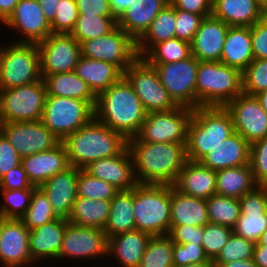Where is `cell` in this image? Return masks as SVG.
Returning <instances> with one entry per match:
<instances>
[{
  "instance_id": "cell-5",
  "label": "cell",
  "mask_w": 267,
  "mask_h": 267,
  "mask_svg": "<svg viewBox=\"0 0 267 267\" xmlns=\"http://www.w3.org/2000/svg\"><path fill=\"white\" fill-rule=\"evenodd\" d=\"M243 92L242 73L220 61H199L196 108L225 107Z\"/></svg>"
},
{
  "instance_id": "cell-64",
  "label": "cell",
  "mask_w": 267,
  "mask_h": 267,
  "mask_svg": "<svg viewBox=\"0 0 267 267\" xmlns=\"http://www.w3.org/2000/svg\"><path fill=\"white\" fill-rule=\"evenodd\" d=\"M255 97L261 104L262 109L267 113V90L255 94Z\"/></svg>"
},
{
  "instance_id": "cell-47",
  "label": "cell",
  "mask_w": 267,
  "mask_h": 267,
  "mask_svg": "<svg viewBox=\"0 0 267 267\" xmlns=\"http://www.w3.org/2000/svg\"><path fill=\"white\" fill-rule=\"evenodd\" d=\"M233 229L208 222L203 227L202 247L209 260L213 261L228 242Z\"/></svg>"
},
{
  "instance_id": "cell-17",
  "label": "cell",
  "mask_w": 267,
  "mask_h": 267,
  "mask_svg": "<svg viewBox=\"0 0 267 267\" xmlns=\"http://www.w3.org/2000/svg\"><path fill=\"white\" fill-rule=\"evenodd\" d=\"M225 109L232 117L234 131L250 145L267 137V113L255 95L242 92Z\"/></svg>"
},
{
  "instance_id": "cell-66",
  "label": "cell",
  "mask_w": 267,
  "mask_h": 267,
  "mask_svg": "<svg viewBox=\"0 0 267 267\" xmlns=\"http://www.w3.org/2000/svg\"><path fill=\"white\" fill-rule=\"evenodd\" d=\"M257 243L260 244V245H266L267 246V229L264 231V233L259 238Z\"/></svg>"
},
{
  "instance_id": "cell-41",
  "label": "cell",
  "mask_w": 267,
  "mask_h": 267,
  "mask_svg": "<svg viewBox=\"0 0 267 267\" xmlns=\"http://www.w3.org/2000/svg\"><path fill=\"white\" fill-rule=\"evenodd\" d=\"M191 56V43L175 37L156 44L143 58L149 64H165Z\"/></svg>"
},
{
  "instance_id": "cell-59",
  "label": "cell",
  "mask_w": 267,
  "mask_h": 267,
  "mask_svg": "<svg viewBox=\"0 0 267 267\" xmlns=\"http://www.w3.org/2000/svg\"><path fill=\"white\" fill-rule=\"evenodd\" d=\"M49 23L54 19L60 0H37Z\"/></svg>"
},
{
  "instance_id": "cell-26",
  "label": "cell",
  "mask_w": 267,
  "mask_h": 267,
  "mask_svg": "<svg viewBox=\"0 0 267 267\" xmlns=\"http://www.w3.org/2000/svg\"><path fill=\"white\" fill-rule=\"evenodd\" d=\"M173 187L182 194L206 200L216 194V171L187 160Z\"/></svg>"
},
{
  "instance_id": "cell-51",
  "label": "cell",
  "mask_w": 267,
  "mask_h": 267,
  "mask_svg": "<svg viewBox=\"0 0 267 267\" xmlns=\"http://www.w3.org/2000/svg\"><path fill=\"white\" fill-rule=\"evenodd\" d=\"M173 267L185 266L191 263L212 262L205 254L202 244L173 243Z\"/></svg>"
},
{
  "instance_id": "cell-34",
  "label": "cell",
  "mask_w": 267,
  "mask_h": 267,
  "mask_svg": "<svg viewBox=\"0 0 267 267\" xmlns=\"http://www.w3.org/2000/svg\"><path fill=\"white\" fill-rule=\"evenodd\" d=\"M47 96L69 97L89 102L94 108L96 96L87 83L74 71L44 75Z\"/></svg>"
},
{
  "instance_id": "cell-50",
  "label": "cell",
  "mask_w": 267,
  "mask_h": 267,
  "mask_svg": "<svg viewBox=\"0 0 267 267\" xmlns=\"http://www.w3.org/2000/svg\"><path fill=\"white\" fill-rule=\"evenodd\" d=\"M249 164L258 186H267V137L250 145Z\"/></svg>"
},
{
  "instance_id": "cell-7",
  "label": "cell",
  "mask_w": 267,
  "mask_h": 267,
  "mask_svg": "<svg viewBox=\"0 0 267 267\" xmlns=\"http://www.w3.org/2000/svg\"><path fill=\"white\" fill-rule=\"evenodd\" d=\"M41 79L37 44L14 41L0 45V89H12Z\"/></svg>"
},
{
  "instance_id": "cell-60",
  "label": "cell",
  "mask_w": 267,
  "mask_h": 267,
  "mask_svg": "<svg viewBox=\"0 0 267 267\" xmlns=\"http://www.w3.org/2000/svg\"><path fill=\"white\" fill-rule=\"evenodd\" d=\"M253 260L257 267H267V246L255 243Z\"/></svg>"
},
{
  "instance_id": "cell-55",
  "label": "cell",
  "mask_w": 267,
  "mask_h": 267,
  "mask_svg": "<svg viewBox=\"0 0 267 267\" xmlns=\"http://www.w3.org/2000/svg\"><path fill=\"white\" fill-rule=\"evenodd\" d=\"M21 157L9 140L0 132V178L21 165Z\"/></svg>"
},
{
  "instance_id": "cell-38",
  "label": "cell",
  "mask_w": 267,
  "mask_h": 267,
  "mask_svg": "<svg viewBox=\"0 0 267 267\" xmlns=\"http://www.w3.org/2000/svg\"><path fill=\"white\" fill-rule=\"evenodd\" d=\"M110 205V200L77 197L67 220L79 226L104 229L108 221Z\"/></svg>"
},
{
  "instance_id": "cell-42",
  "label": "cell",
  "mask_w": 267,
  "mask_h": 267,
  "mask_svg": "<svg viewBox=\"0 0 267 267\" xmlns=\"http://www.w3.org/2000/svg\"><path fill=\"white\" fill-rule=\"evenodd\" d=\"M57 218L59 216L54 212L47 195L40 187H36L31 196L30 206L20 220L32 230Z\"/></svg>"
},
{
  "instance_id": "cell-31",
  "label": "cell",
  "mask_w": 267,
  "mask_h": 267,
  "mask_svg": "<svg viewBox=\"0 0 267 267\" xmlns=\"http://www.w3.org/2000/svg\"><path fill=\"white\" fill-rule=\"evenodd\" d=\"M74 72L87 83L96 97L124 76V72L114 64L83 56Z\"/></svg>"
},
{
  "instance_id": "cell-8",
  "label": "cell",
  "mask_w": 267,
  "mask_h": 267,
  "mask_svg": "<svg viewBox=\"0 0 267 267\" xmlns=\"http://www.w3.org/2000/svg\"><path fill=\"white\" fill-rule=\"evenodd\" d=\"M94 117V107L85 100L47 96L41 121L63 141Z\"/></svg>"
},
{
  "instance_id": "cell-62",
  "label": "cell",
  "mask_w": 267,
  "mask_h": 267,
  "mask_svg": "<svg viewBox=\"0 0 267 267\" xmlns=\"http://www.w3.org/2000/svg\"><path fill=\"white\" fill-rule=\"evenodd\" d=\"M135 0H109L113 15L118 19Z\"/></svg>"
},
{
  "instance_id": "cell-3",
  "label": "cell",
  "mask_w": 267,
  "mask_h": 267,
  "mask_svg": "<svg viewBox=\"0 0 267 267\" xmlns=\"http://www.w3.org/2000/svg\"><path fill=\"white\" fill-rule=\"evenodd\" d=\"M70 166L86 168L91 162L120 154L127 147V139L95 117L63 141Z\"/></svg>"
},
{
  "instance_id": "cell-21",
  "label": "cell",
  "mask_w": 267,
  "mask_h": 267,
  "mask_svg": "<svg viewBox=\"0 0 267 267\" xmlns=\"http://www.w3.org/2000/svg\"><path fill=\"white\" fill-rule=\"evenodd\" d=\"M84 170L92 177L108 182L119 191L130 190L138 184L128 147L118 155L91 162Z\"/></svg>"
},
{
  "instance_id": "cell-39",
  "label": "cell",
  "mask_w": 267,
  "mask_h": 267,
  "mask_svg": "<svg viewBox=\"0 0 267 267\" xmlns=\"http://www.w3.org/2000/svg\"><path fill=\"white\" fill-rule=\"evenodd\" d=\"M208 220L222 226L234 228L240 215V200L214 194L206 199Z\"/></svg>"
},
{
  "instance_id": "cell-36",
  "label": "cell",
  "mask_w": 267,
  "mask_h": 267,
  "mask_svg": "<svg viewBox=\"0 0 267 267\" xmlns=\"http://www.w3.org/2000/svg\"><path fill=\"white\" fill-rule=\"evenodd\" d=\"M256 184L250 164L216 171V194L240 199Z\"/></svg>"
},
{
  "instance_id": "cell-20",
  "label": "cell",
  "mask_w": 267,
  "mask_h": 267,
  "mask_svg": "<svg viewBox=\"0 0 267 267\" xmlns=\"http://www.w3.org/2000/svg\"><path fill=\"white\" fill-rule=\"evenodd\" d=\"M30 230L20 219H5L0 228V263L3 267H28L32 260Z\"/></svg>"
},
{
  "instance_id": "cell-25",
  "label": "cell",
  "mask_w": 267,
  "mask_h": 267,
  "mask_svg": "<svg viewBox=\"0 0 267 267\" xmlns=\"http://www.w3.org/2000/svg\"><path fill=\"white\" fill-rule=\"evenodd\" d=\"M66 226L67 219L59 217L30 230V252L35 263L47 259L57 260Z\"/></svg>"
},
{
  "instance_id": "cell-30",
  "label": "cell",
  "mask_w": 267,
  "mask_h": 267,
  "mask_svg": "<svg viewBox=\"0 0 267 267\" xmlns=\"http://www.w3.org/2000/svg\"><path fill=\"white\" fill-rule=\"evenodd\" d=\"M212 16L230 27H251L264 17V10L256 0H213Z\"/></svg>"
},
{
  "instance_id": "cell-61",
  "label": "cell",
  "mask_w": 267,
  "mask_h": 267,
  "mask_svg": "<svg viewBox=\"0 0 267 267\" xmlns=\"http://www.w3.org/2000/svg\"><path fill=\"white\" fill-rule=\"evenodd\" d=\"M19 0H0V23H4L13 13Z\"/></svg>"
},
{
  "instance_id": "cell-33",
  "label": "cell",
  "mask_w": 267,
  "mask_h": 267,
  "mask_svg": "<svg viewBox=\"0 0 267 267\" xmlns=\"http://www.w3.org/2000/svg\"><path fill=\"white\" fill-rule=\"evenodd\" d=\"M171 226H205L209 220L206 200L188 196L171 186Z\"/></svg>"
},
{
  "instance_id": "cell-27",
  "label": "cell",
  "mask_w": 267,
  "mask_h": 267,
  "mask_svg": "<svg viewBox=\"0 0 267 267\" xmlns=\"http://www.w3.org/2000/svg\"><path fill=\"white\" fill-rule=\"evenodd\" d=\"M249 157L250 144L239 133L235 132L213 148L199 162L211 170L219 171L248 165Z\"/></svg>"
},
{
  "instance_id": "cell-53",
  "label": "cell",
  "mask_w": 267,
  "mask_h": 267,
  "mask_svg": "<svg viewBox=\"0 0 267 267\" xmlns=\"http://www.w3.org/2000/svg\"><path fill=\"white\" fill-rule=\"evenodd\" d=\"M168 236L173 243L202 244L203 226L177 225L170 226Z\"/></svg>"
},
{
  "instance_id": "cell-19",
  "label": "cell",
  "mask_w": 267,
  "mask_h": 267,
  "mask_svg": "<svg viewBox=\"0 0 267 267\" xmlns=\"http://www.w3.org/2000/svg\"><path fill=\"white\" fill-rule=\"evenodd\" d=\"M239 200L241 215L233 232L257 243L267 229V186H257Z\"/></svg>"
},
{
  "instance_id": "cell-68",
  "label": "cell",
  "mask_w": 267,
  "mask_h": 267,
  "mask_svg": "<svg viewBox=\"0 0 267 267\" xmlns=\"http://www.w3.org/2000/svg\"><path fill=\"white\" fill-rule=\"evenodd\" d=\"M6 218L0 213V228Z\"/></svg>"
},
{
  "instance_id": "cell-56",
  "label": "cell",
  "mask_w": 267,
  "mask_h": 267,
  "mask_svg": "<svg viewBox=\"0 0 267 267\" xmlns=\"http://www.w3.org/2000/svg\"><path fill=\"white\" fill-rule=\"evenodd\" d=\"M22 165L10 170L0 178V190L35 189Z\"/></svg>"
},
{
  "instance_id": "cell-57",
  "label": "cell",
  "mask_w": 267,
  "mask_h": 267,
  "mask_svg": "<svg viewBox=\"0 0 267 267\" xmlns=\"http://www.w3.org/2000/svg\"><path fill=\"white\" fill-rule=\"evenodd\" d=\"M213 0H170V4L182 11L201 15L204 18L212 15Z\"/></svg>"
},
{
  "instance_id": "cell-40",
  "label": "cell",
  "mask_w": 267,
  "mask_h": 267,
  "mask_svg": "<svg viewBox=\"0 0 267 267\" xmlns=\"http://www.w3.org/2000/svg\"><path fill=\"white\" fill-rule=\"evenodd\" d=\"M117 26L115 16L79 14L70 34L81 44L86 40L96 39L108 34Z\"/></svg>"
},
{
  "instance_id": "cell-63",
  "label": "cell",
  "mask_w": 267,
  "mask_h": 267,
  "mask_svg": "<svg viewBox=\"0 0 267 267\" xmlns=\"http://www.w3.org/2000/svg\"><path fill=\"white\" fill-rule=\"evenodd\" d=\"M221 267H257L253 258L247 260H237L229 263H224Z\"/></svg>"
},
{
  "instance_id": "cell-4",
  "label": "cell",
  "mask_w": 267,
  "mask_h": 267,
  "mask_svg": "<svg viewBox=\"0 0 267 267\" xmlns=\"http://www.w3.org/2000/svg\"><path fill=\"white\" fill-rule=\"evenodd\" d=\"M235 133L225 107H197L188 128L187 160L199 162L213 148Z\"/></svg>"
},
{
  "instance_id": "cell-70",
  "label": "cell",
  "mask_w": 267,
  "mask_h": 267,
  "mask_svg": "<svg viewBox=\"0 0 267 267\" xmlns=\"http://www.w3.org/2000/svg\"><path fill=\"white\" fill-rule=\"evenodd\" d=\"M264 17L267 18V7L264 9Z\"/></svg>"
},
{
  "instance_id": "cell-52",
  "label": "cell",
  "mask_w": 267,
  "mask_h": 267,
  "mask_svg": "<svg viewBox=\"0 0 267 267\" xmlns=\"http://www.w3.org/2000/svg\"><path fill=\"white\" fill-rule=\"evenodd\" d=\"M203 19L201 15L175 9L176 38L191 43Z\"/></svg>"
},
{
  "instance_id": "cell-69",
  "label": "cell",
  "mask_w": 267,
  "mask_h": 267,
  "mask_svg": "<svg viewBox=\"0 0 267 267\" xmlns=\"http://www.w3.org/2000/svg\"><path fill=\"white\" fill-rule=\"evenodd\" d=\"M2 125H3V121H2V118H1V110H0V132H1V129H2Z\"/></svg>"
},
{
  "instance_id": "cell-10",
  "label": "cell",
  "mask_w": 267,
  "mask_h": 267,
  "mask_svg": "<svg viewBox=\"0 0 267 267\" xmlns=\"http://www.w3.org/2000/svg\"><path fill=\"white\" fill-rule=\"evenodd\" d=\"M124 77L133 87L147 113L166 112L178 107L162 85L154 66L138 57L125 71Z\"/></svg>"
},
{
  "instance_id": "cell-67",
  "label": "cell",
  "mask_w": 267,
  "mask_h": 267,
  "mask_svg": "<svg viewBox=\"0 0 267 267\" xmlns=\"http://www.w3.org/2000/svg\"><path fill=\"white\" fill-rule=\"evenodd\" d=\"M256 2L261 6L263 10L267 7V0H256Z\"/></svg>"
},
{
  "instance_id": "cell-58",
  "label": "cell",
  "mask_w": 267,
  "mask_h": 267,
  "mask_svg": "<svg viewBox=\"0 0 267 267\" xmlns=\"http://www.w3.org/2000/svg\"><path fill=\"white\" fill-rule=\"evenodd\" d=\"M79 14L114 16L109 0H75Z\"/></svg>"
},
{
  "instance_id": "cell-46",
  "label": "cell",
  "mask_w": 267,
  "mask_h": 267,
  "mask_svg": "<svg viewBox=\"0 0 267 267\" xmlns=\"http://www.w3.org/2000/svg\"><path fill=\"white\" fill-rule=\"evenodd\" d=\"M34 189L0 190L3 204H0V213L6 219H21L30 206Z\"/></svg>"
},
{
  "instance_id": "cell-24",
  "label": "cell",
  "mask_w": 267,
  "mask_h": 267,
  "mask_svg": "<svg viewBox=\"0 0 267 267\" xmlns=\"http://www.w3.org/2000/svg\"><path fill=\"white\" fill-rule=\"evenodd\" d=\"M79 169L70 166L63 172L52 176L40 188L47 195L54 212L68 218L77 198V180Z\"/></svg>"
},
{
  "instance_id": "cell-48",
  "label": "cell",
  "mask_w": 267,
  "mask_h": 267,
  "mask_svg": "<svg viewBox=\"0 0 267 267\" xmlns=\"http://www.w3.org/2000/svg\"><path fill=\"white\" fill-rule=\"evenodd\" d=\"M242 90L248 95L267 90V59H254L242 72Z\"/></svg>"
},
{
  "instance_id": "cell-6",
  "label": "cell",
  "mask_w": 267,
  "mask_h": 267,
  "mask_svg": "<svg viewBox=\"0 0 267 267\" xmlns=\"http://www.w3.org/2000/svg\"><path fill=\"white\" fill-rule=\"evenodd\" d=\"M136 230L151 236L168 235L171 215V185L137 184L133 188Z\"/></svg>"
},
{
  "instance_id": "cell-54",
  "label": "cell",
  "mask_w": 267,
  "mask_h": 267,
  "mask_svg": "<svg viewBox=\"0 0 267 267\" xmlns=\"http://www.w3.org/2000/svg\"><path fill=\"white\" fill-rule=\"evenodd\" d=\"M251 45L255 59H267V18L251 26Z\"/></svg>"
},
{
  "instance_id": "cell-37",
  "label": "cell",
  "mask_w": 267,
  "mask_h": 267,
  "mask_svg": "<svg viewBox=\"0 0 267 267\" xmlns=\"http://www.w3.org/2000/svg\"><path fill=\"white\" fill-rule=\"evenodd\" d=\"M136 229L133 212V188L120 190L111 200L108 221L104 227L107 238Z\"/></svg>"
},
{
  "instance_id": "cell-14",
  "label": "cell",
  "mask_w": 267,
  "mask_h": 267,
  "mask_svg": "<svg viewBox=\"0 0 267 267\" xmlns=\"http://www.w3.org/2000/svg\"><path fill=\"white\" fill-rule=\"evenodd\" d=\"M37 46L40 51L42 77L73 72L81 57V45L71 34L51 33Z\"/></svg>"
},
{
  "instance_id": "cell-9",
  "label": "cell",
  "mask_w": 267,
  "mask_h": 267,
  "mask_svg": "<svg viewBox=\"0 0 267 267\" xmlns=\"http://www.w3.org/2000/svg\"><path fill=\"white\" fill-rule=\"evenodd\" d=\"M46 98L47 90L43 78L16 88L0 89L3 123L41 120Z\"/></svg>"
},
{
  "instance_id": "cell-15",
  "label": "cell",
  "mask_w": 267,
  "mask_h": 267,
  "mask_svg": "<svg viewBox=\"0 0 267 267\" xmlns=\"http://www.w3.org/2000/svg\"><path fill=\"white\" fill-rule=\"evenodd\" d=\"M108 238L103 229L79 226L68 222L58 259H101L107 256ZM97 257V258H96Z\"/></svg>"
},
{
  "instance_id": "cell-35",
  "label": "cell",
  "mask_w": 267,
  "mask_h": 267,
  "mask_svg": "<svg viewBox=\"0 0 267 267\" xmlns=\"http://www.w3.org/2000/svg\"><path fill=\"white\" fill-rule=\"evenodd\" d=\"M175 30V8L169 3L136 41L138 56L143 58L156 44L175 38Z\"/></svg>"
},
{
  "instance_id": "cell-22",
  "label": "cell",
  "mask_w": 267,
  "mask_h": 267,
  "mask_svg": "<svg viewBox=\"0 0 267 267\" xmlns=\"http://www.w3.org/2000/svg\"><path fill=\"white\" fill-rule=\"evenodd\" d=\"M229 27L215 17H205L191 42V54L198 61H220Z\"/></svg>"
},
{
  "instance_id": "cell-28",
  "label": "cell",
  "mask_w": 267,
  "mask_h": 267,
  "mask_svg": "<svg viewBox=\"0 0 267 267\" xmlns=\"http://www.w3.org/2000/svg\"><path fill=\"white\" fill-rule=\"evenodd\" d=\"M150 238V234L136 229L110 237L107 256L115 258L121 267H138Z\"/></svg>"
},
{
  "instance_id": "cell-11",
  "label": "cell",
  "mask_w": 267,
  "mask_h": 267,
  "mask_svg": "<svg viewBox=\"0 0 267 267\" xmlns=\"http://www.w3.org/2000/svg\"><path fill=\"white\" fill-rule=\"evenodd\" d=\"M193 108L178 106L171 111L147 113L136 137L141 142L187 144Z\"/></svg>"
},
{
  "instance_id": "cell-29",
  "label": "cell",
  "mask_w": 267,
  "mask_h": 267,
  "mask_svg": "<svg viewBox=\"0 0 267 267\" xmlns=\"http://www.w3.org/2000/svg\"><path fill=\"white\" fill-rule=\"evenodd\" d=\"M169 3L170 0H135L117 19V25L137 41L158 13Z\"/></svg>"
},
{
  "instance_id": "cell-65",
  "label": "cell",
  "mask_w": 267,
  "mask_h": 267,
  "mask_svg": "<svg viewBox=\"0 0 267 267\" xmlns=\"http://www.w3.org/2000/svg\"><path fill=\"white\" fill-rule=\"evenodd\" d=\"M212 265V262H200V263H191L185 266H179V267H210Z\"/></svg>"
},
{
  "instance_id": "cell-43",
  "label": "cell",
  "mask_w": 267,
  "mask_h": 267,
  "mask_svg": "<svg viewBox=\"0 0 267 267\" xmlns=\"http://www.w3.org/2000/svg\"><path fill=\"white\" fill-rule=\"evenodd\" d=\"M173 242L168 235L151 236L138 267H173Z\"/></svg>"
},
{
  "instance_id": "cell-32",
  "label": "cell",
  "mask_w": 267,
  "mask_h": 267,
  "mask_svg": "<svg viewBox=\"0 0 267 267\" xmlns=\"http://www.w3.org/2000/svg\"><path fill=\"white\" fill-rule=\"evenodd\" d=\"M254 59L251 45V27H229L220 62L238 69L242 73Z\"/></svg>"
},
{
  "instance_id": "cell-44",
  "label": "cell",
  "mask_w": 267,
  "mask_h": 267,
  "mask_svg": "<svg viewBox=\"0 0 267 267\" xmlns=\"http://www.w3.org/2000/svg\"><path fill=\"white\" fill-rule=\"evenodd\" d=\"M118 191L119 190L108 182L92 177L84 169H79L77 197L111 201Z\"/></svg>"
},
{
  "instance_id": "cell-16",
  "label": "cell",
  "mask_w": 267,
  "mask_h": 267,
  "mask_svg": "<svg viewBox=\"0 0 267 267\" xmlns=\"http://www.w3.org/2000/svg\"><path fill=\"white\" fill-rule=\"evenodd\" d=\"M1 132L21 158L53 149L62 142L41 120L3 123Z\"/></svg>"
},
{
  "instance_id": "cell-13",
  "label": "cell",
  "mask_w": 267,
  "mask_h": 267,
  "mask_svg": "<svg viewBox=\"0 0 267 267\" xmlns=\"http://www.w3.org/2000/svg\"><path fill=\"white\" fill-rule=\"evenodd\" d=\"M199 61L191 56L174 63L154 66L162 85L178 106L196 108V78Z\"/></svg>"
},
{
  "instance_id": "cell-18",
  "label": "cell",
  "mask_w": 267,
  "mask_h": 267,
  "mask_svg": "<svg viewBox=\"0 0 267 267\" xmlns=\"http://www.w3.org/2000/svg\"><path fill=\"white\" fill-rule=\"evenodd\" d=\"M3 24L22 34L23 37L18 38L20 40L17 43L38 44L52 33L50 23L37 0H19L13 13Z\"/></svg>"
},
{
  "instance_id": "cell-23",
  "label": "cell",
  "mask_w": 267,
  "mask_h": 267,
  "mask_svg": "<svg viewBox=\"0 0 267 267\" xmlns=\"http://www.w3.org/2000/svg\"><path fill=\"white\" fill-rule=\"evenodd\" d=\"M21 165L29 181L36 187H40L52 176L70 167L63 142L53 149L22 158Z\"/></svg>"
},
{
  "instance_id": "cell-2",
  "label": "cell",
  "mask_w": 267,
  "mask_h": 267,
  "mask_svg": "<svg viewBox=\"0 0 267 267\" xmlns=\"http://www.w3.org/2000/svg\"><path fill=\"white\" fill-rule=\"evenodd\" d=\"M95 118L126 139L136 136L147 112L131 84L123 76L96 97Z\"/></svg>"
},
{
  "instance_id": "cell-12",
  "label": "cell",
  "mask_w": 267,
  "mask_h": 267,
  "mask_svg": "<svg viewBox=\"0 0 267 267\" xmlns=\"http://www.w3.org/2000/svg\"><path fill=\"white\" fill-rule=\"evenodd\" d=\"M80 45L81 56L114 64L123 72L139 57L136 41L118 25L108 34Z\"/></svg>"
},
{
  "instance_id": "cell-45",
  "label": "cell",
  "mask_w": 267,
  "mask_h": 267,
  "mask_svg": "<svg viewBox=\"0 0 267 267\" xmlns=\"http://www.w3.org/2000/svg\"><path fill=\"white\" fill-rule=\"evenodd\" d=\"M255 243L235 234L230 236L212 264L221 267L224 263L253 258Z\"/></svg>"
},
{
  "instance_id": "cell-71",
  "label": "cell",
  "mask_w": 267,
  "mask_h": 267,
  "mask_svg": "<svg viewBox=\"0 0 267 267\" xmlns=\"http://www.w3.org/2000/svg\"><path fill=\"white\" fill-rule=\"evenodd\" d=\"M210 267H219V266H216V265L212 264Z\"/></svg>"
},
{
  "instance_id": "cell-1",
  "label": "cell",
  "mask_w": 267,
  "mask_h": 267,
  "mask_svg": "<svg viewBox=\"0 0 267 267\" xmlns=\"http://www.w3.org/2000/svg\"><path fill=\"white\" fill-rule=\"evenodd\" d=\"M139 184L174 185L187 161L186 144L141 142L127 139Z\"/></svg>"
},
{
  "instance_id": "cell-49",
  "label": "cell",
  "mask_w": 267,
  "mask_h": 267,
  "mask_svg": "<svg viewBox=\"0 0 267 267\" xmlns=\"http://www.w3.org/2000/svg\"><path fill=\"white\" fill-rule=\"evenodd\" d=\"M78 17L79 12L75 0H60L57 13L50 22L52 33L70 34Z\"/></svg>"
}]
</instances>
